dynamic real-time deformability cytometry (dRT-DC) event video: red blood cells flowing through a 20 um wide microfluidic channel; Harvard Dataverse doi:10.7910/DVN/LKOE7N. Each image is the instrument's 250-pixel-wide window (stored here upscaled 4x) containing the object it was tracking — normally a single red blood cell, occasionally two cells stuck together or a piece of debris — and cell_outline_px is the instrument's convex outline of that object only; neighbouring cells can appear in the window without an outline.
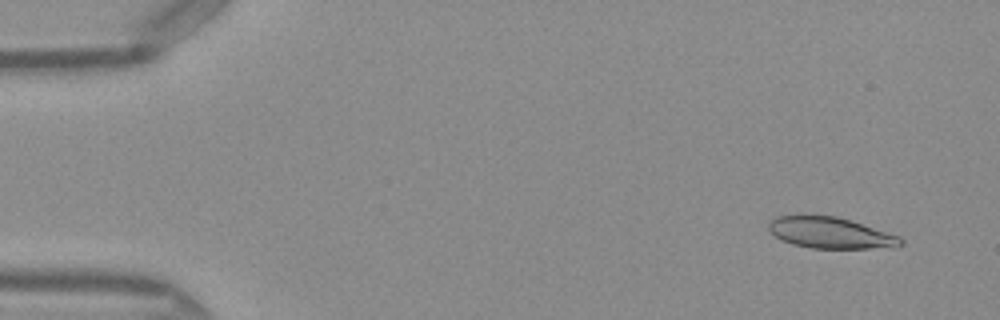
{"species": "Egyptian fruit bat (a non-hibernating species)", "species_latin": "Rousettus aegyptiacus", "temperature_condition": "warm", "stored_images_in_passage": 50, "camera_frame_rate_fps": 3000, "um_per_image_px": 0.085, "frame": {"image": 1, "passage_image": 4, "time_ms": 1.0, "image_size_px": [1000, 320], "cell_outline_px": [[904, 244], [896, 248], [812, 248], [792, 244], [780, 240], [768, 228], [768, 224], [776, 216], [796, 212], [804, 212], [836, 216], [900, 236], [904, 240]], "centroid_in_image_um": [70.55, 19.75], "position_along_channel_um": 14.5, "area_um2": 24.8}}
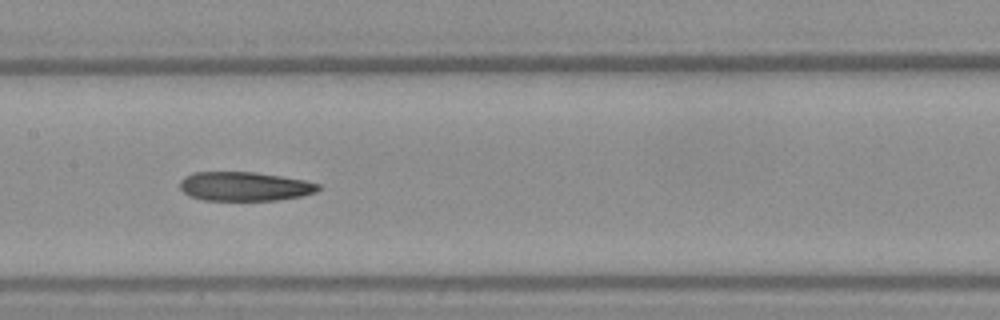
{"frame": {"image": 2, "passage_image": 25, "time_ms": 8.0, "image_size_px": [1000, 320], "cell_outline_px": [[320, 188], [316, 192], [300, 196], [276, 200], [204, 200], [188, 196], [180, 188], [180, 180], [184, 176], [192, 172], [256, 172], [304, 180], [320, 184]], "centroid_in_image_um": [20.75, 15.84], "position_along_channel_um": 186.6, "area_um2": 23.47}}
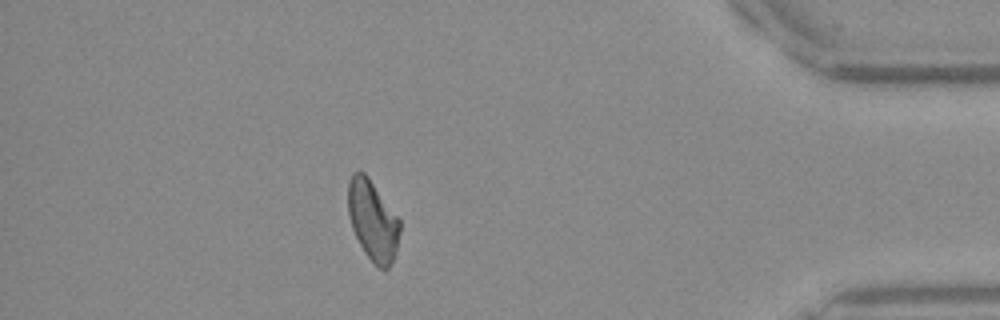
{"frame": {"image": 3, "passage_image": 44, "time_ms": 14.333, "image_size_px": [1000, 320], "cell_outline_px": [[400, 232], [396, 248], [392, 260], [388, 268], [384, 272], [364, 252], [352, 228], [348, 216], [348, 184], [352, 172], [364, 172], [368, 176], [400, 220]], "centroid_in_image_um": [31.67, 18.72], "position_along_channel_um": 403.5, "area_um2": 23.93}, "authors_computed_cell_mechanics": {"area_um2": 24.5361, "velocity_mm_per_s": 4.1089, "shape_relaxation_time_tau1_ms": null, "shape_relaxation_time_tau2_ms": 7.6195, "deformation_change_tau1": null, "deformation_change_tau2": 0.1827}}